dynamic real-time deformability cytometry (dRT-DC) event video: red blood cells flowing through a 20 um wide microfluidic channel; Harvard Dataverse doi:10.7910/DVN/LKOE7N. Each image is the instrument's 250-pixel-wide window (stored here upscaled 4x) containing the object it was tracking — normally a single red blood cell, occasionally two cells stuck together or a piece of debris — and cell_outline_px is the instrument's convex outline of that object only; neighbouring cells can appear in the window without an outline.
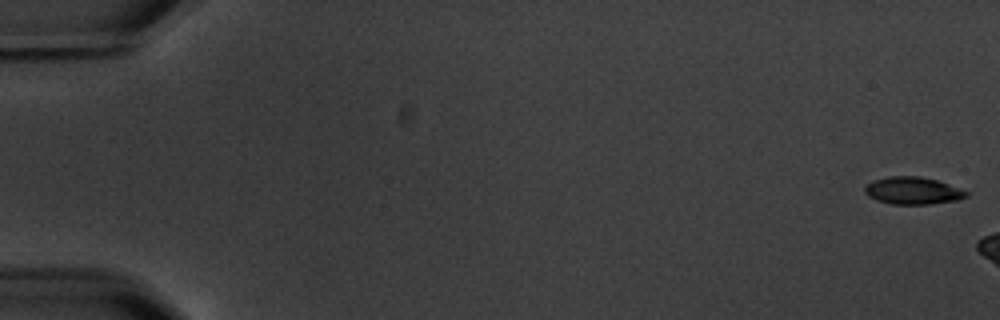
{"species": "common noctule bat (a hibernating species)", "species_latin": "Nyctalus noctula", "temperature_condition": "warm", "stored_images_in_passage": 3, "camera_frame_rate_fps": 3000, "um_per_image_px": 0.085, "animal": {"sex": "male", "body_mass_g": 20.1, "forearm_length_mm": 53.5}, "frame": {"image": 1, "passage_image": 1, "time_ms": 0.0, "image_size_px": [1000, 320], "cell_outline_px": [[968, 196], [956, 200], [932, 204], [892, 204], [876, 200], [868, 196], [864, 192], [864, 188], [872, 180], [888, 176], [920, 176], [936, 180], [948, 184], [968, 192]], "centroid_in_image_um": [77.55, 16.2], "position_along_channel_um": 7.4, "area_um2": 16.13}}